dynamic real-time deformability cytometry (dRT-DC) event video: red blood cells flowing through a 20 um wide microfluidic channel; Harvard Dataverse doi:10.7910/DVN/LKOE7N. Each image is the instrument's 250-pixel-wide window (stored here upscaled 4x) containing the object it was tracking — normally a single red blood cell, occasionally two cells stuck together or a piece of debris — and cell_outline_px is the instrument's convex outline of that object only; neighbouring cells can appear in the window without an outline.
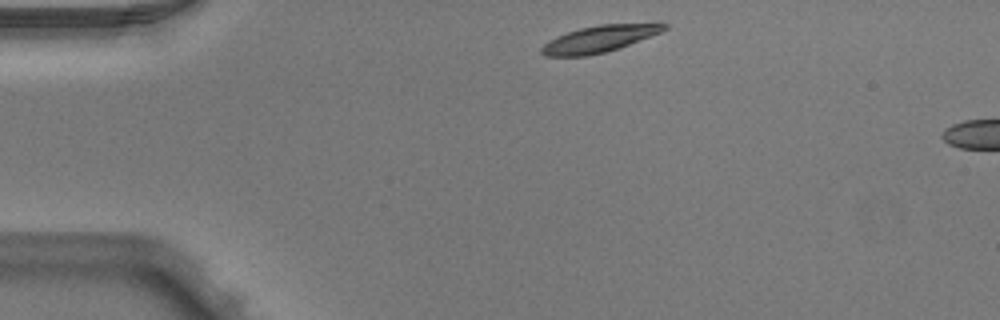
{"species": "Egyptian fruit bat (a non-hibernating species)", "species_latin": "Rousettus aegyptiacus", "temperature_condition": "warm", "stored_images_in_passage": 2, "camera_frame_rate_fps": 3000, "um_per_image_px": 0.085, "animal": {"sex": "male"}, "frame": {"image": 1, "passage_image": 1, "time_ms": 0.0, "image_size_px": [1000, 320], "cell_outline_px": [[668, 28], [660, 32], [620, 48], [588, 56], [544, 56], [540, 52], [540, 48], [548, 40], [556, 36], [580, 28], [600, 24], [656, 20], [660, 20], [668, 24]], "centroid_in_image_um": [51.07, 3.25], "position_along_channel_um": 33.9, "area_um2": 19.88}}